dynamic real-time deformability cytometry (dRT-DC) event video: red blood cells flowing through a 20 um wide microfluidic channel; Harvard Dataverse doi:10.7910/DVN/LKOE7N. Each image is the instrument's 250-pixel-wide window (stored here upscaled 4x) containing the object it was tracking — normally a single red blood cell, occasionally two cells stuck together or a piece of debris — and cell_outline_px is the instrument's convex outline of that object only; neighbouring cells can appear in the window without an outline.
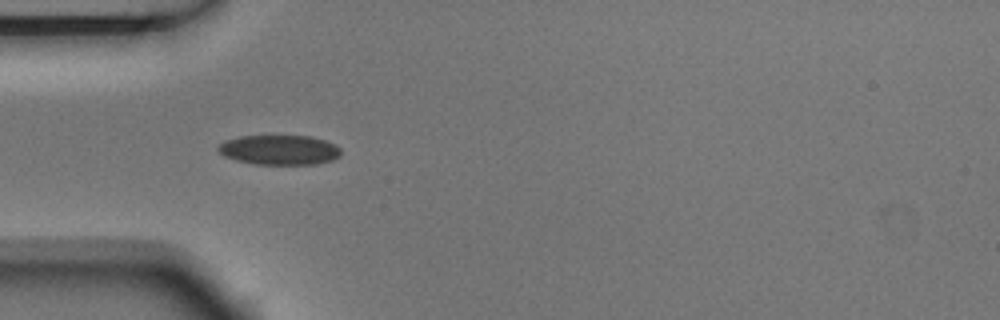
{"species": "Egyptian fruit bat (a non-hibernating species)", "species_latin": "Rousettus aegyptiacus", "temperature_condition": "room temperature", "stored_images_in_passage": 1, "camera_frame_rate_fps": 3000, "um_per_image_px": 0.085, "animal": {"sex": "male"}, "frame": {"image": 1, "passage_image": 1, "time_ms": 0.0, "image_size_px": [1000, 320], "cell_outline_px": [[340, 156], [332, 160], [316, 164], [256, 164], [236, 160], [224, 156], [216, 148], [224, 140], [240, 136], [308, 136], [324, 140], [336, 144], [340, 148]], "centroid_in_image_um": [23.74, 12.74], "position_along_channel_um": 61.3, "area_um2": 21.27}}